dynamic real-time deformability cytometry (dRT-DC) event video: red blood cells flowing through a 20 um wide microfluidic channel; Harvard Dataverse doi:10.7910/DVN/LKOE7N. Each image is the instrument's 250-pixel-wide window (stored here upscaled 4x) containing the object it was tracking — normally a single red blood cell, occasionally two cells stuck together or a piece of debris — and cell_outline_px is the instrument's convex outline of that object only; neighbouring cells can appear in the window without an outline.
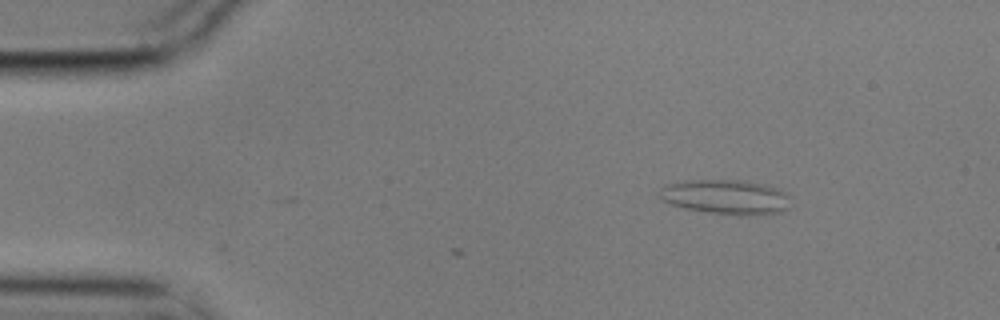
{"species": "common noctule bat (a hibernating species)", "species_latin": "Nyctalus noctula", "temperature_condition": "cold", "stored_images_in_passage": 3, "camera_frame_rate_fps": 3000, "um_per_image_px": 0.085, "animal": {"sex": "male", "body_mass_g": 17.9}, "frame": {"image": 1, "passage_image": 3, "time_ms": 0.667, "image_size_px": [1000, 320], "cell_outline_px": [[792, 196], [788, 208], [780, 212], [748, 216], [712, 212], [684, 208], [672, 204], [664, 200], [660, 196], [660, 188], [664, 184], [688, 180], [740, 180], [764, 184], [788, 192]], "centroid_in_image_um": [61.76, 16.73], "position_along_channel_um": 23.2, "area_um2": 26.53}}